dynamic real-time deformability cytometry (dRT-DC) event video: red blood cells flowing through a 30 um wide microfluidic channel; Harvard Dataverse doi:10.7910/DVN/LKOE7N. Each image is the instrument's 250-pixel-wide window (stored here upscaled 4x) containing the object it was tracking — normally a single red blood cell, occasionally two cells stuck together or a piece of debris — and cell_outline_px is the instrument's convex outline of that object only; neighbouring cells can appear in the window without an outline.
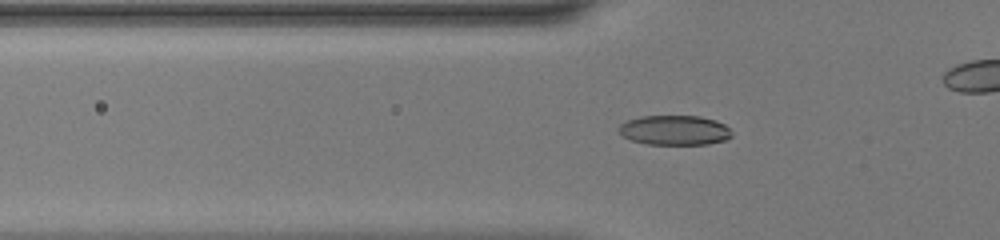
{"species": "common noctule bat (a hibernating species)", "species_latin": "Nyctalus noctula", "temperature_condition": "warm", "stored_images_in_passage": 40, "camera_frame_rate_fps": 3000, "um_per_image_px": 0.085, "animal": {"sex": "female", "body_mass_g": 20.0, "forearm_length_mm": 54.0}, "frame": {"image": 1, "passage_image": 17, "time_ms": 5.333, "image_size_px": [1000, 240], "cell_outline_px": [[732, 136], [724, 140], [708, 144], [648, 144], [632, 140], [624, 136], [616, 128], [620, 124], [628, 120], [640, 116], [700, 116], [716, 120], [724, 124], [732, 132]], "centroid_in_image_um": [57.34, 11.06], "position_along_channel_um": 68.5, "area_um2": 19.54}}
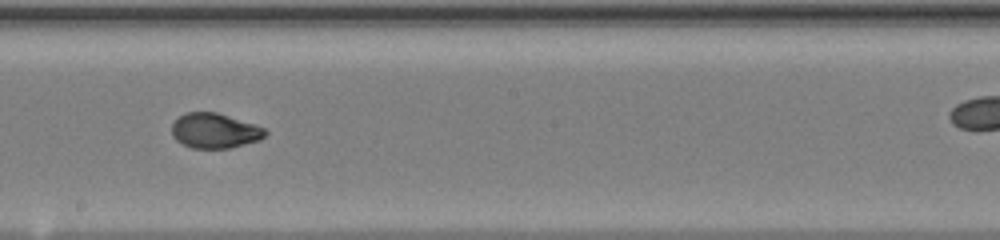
{"frame": {"image": 2, "passage_image": 28, "time_ms": 9.0, "image_size_px": [1000, 240], "cell_outline_px": [[268, 132], [260, 140], [228, 148], [192, 148], [176, 140], [172, 136], [172, 124], [184, 112], [216, 112], [264, 128]], "centroid_in_image_um": [18.22, 11.11], "position_along_channel_um": 230.0, "area_um2": 18.79}}
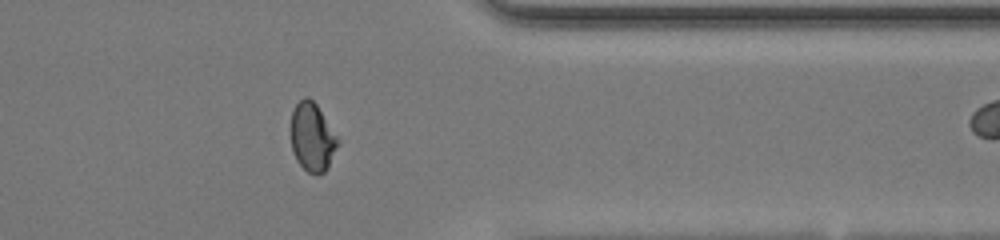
{"frame": {"image": 3, "passage_image": 39, "time_ms": 12.667, "image_size_px": [1000, 240], "cell_outline_px": [[340, 140], [328, 168], [324, 172], [316, 176], [308, 172], [296, 160], [292, 148], [292, 112], [296, 104], [304, 96], [308, 96], [316, 104]], "centroid_in_image_um": [26.56, 11.68], "position_along_channel_um": 384.8, "area_um2": 18.61}}